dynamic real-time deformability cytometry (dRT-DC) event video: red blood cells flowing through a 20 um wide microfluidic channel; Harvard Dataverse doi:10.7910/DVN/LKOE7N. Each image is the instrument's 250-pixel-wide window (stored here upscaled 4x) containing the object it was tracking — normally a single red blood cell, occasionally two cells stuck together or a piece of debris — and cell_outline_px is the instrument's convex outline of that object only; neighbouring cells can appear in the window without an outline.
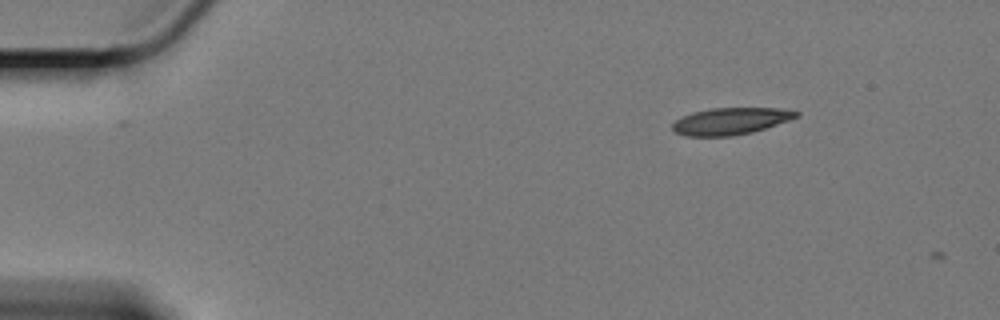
{"species": "Egyptian fruit bat (a non-hibernating species)", "species_latin": "Rousettus aegyptiacus", "temperature_condition": "cold", "stored_images_in_passage": 2, "camera_frame_rate_fps": 3000, "um_per_image_px": 0.085, "animal": {"sex": "female"}, "frame": {"image": 1, "passage_image": 1, "time_ms": 0.0, "image_size_px": [1000, 320], "cell_outline_px": [[800, 116], [752, 132], [728, 136], [684, 136], [676, 132], [672, 128], [672, 124], [676, 120], [692, 112], [712, 108], [780, 108], [800, 112]], "centroid_in_image_um": [62.09, 10.29], "position_along_channel_um": 22.9, "area_um2": 19.19}}